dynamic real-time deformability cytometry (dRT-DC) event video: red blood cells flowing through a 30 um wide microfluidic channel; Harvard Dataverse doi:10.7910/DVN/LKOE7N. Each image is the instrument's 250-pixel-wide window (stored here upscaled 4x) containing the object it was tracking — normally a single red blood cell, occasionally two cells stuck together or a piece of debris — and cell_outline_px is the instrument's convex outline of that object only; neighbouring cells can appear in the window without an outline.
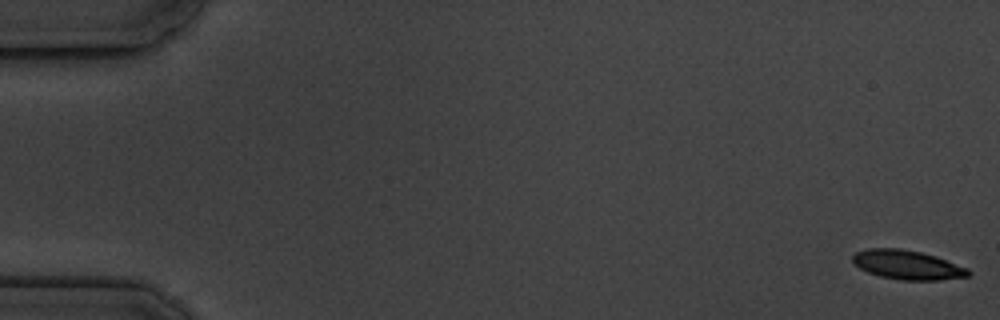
{"species": "common noctule bat (a hibernating species)", "species_latin": "Nyctalus noctula", "temperature_condition": "cold", "stored_images_in_passage": 5, "segment_of_instrument_passage": [1, 2], "camera_frame_rate_fps": 3000, "um_per_image_px": 0.085, "animal": {"sex": "male", "body_mass_g": 19.5, "forearm_length_mm": 54.6}, "frame": {"image": 1, "passage_image": 1, "time_ms": 0.0, "image_size_px": [1000, 320], "cell_outline_px": [[972, 272], [968, 276], [940, 280], [900, 280], [880, 276], [868, 272], [860, 268], [852, 260], [852, 256], [856, 252], [868, 248], [900, 248], [920, 252], [936, 256], [968, 268]], "centroid_in_image_um": [77.14, 22.51], "position_along_channel_um": 7.9, "area_um2": 19.65}}
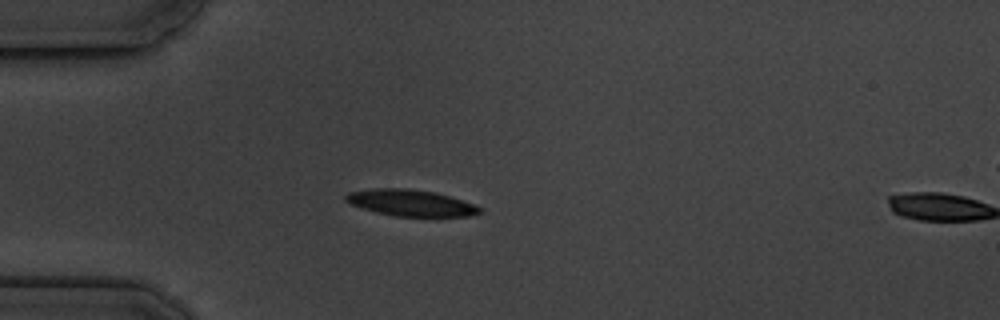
{"frame": {"image": 2, "passage_image": 4, "time_ms": 5.0, "image_size_px": [1000, 320], "cell_outline_px": [[484, 212], [468, 216], [396, 216], [376, 212], [360, 208], [348, 204], [344, 200], [344, 196], [348, 192], [372, 188], [408, 188], [436, 192], [484, 208]], "centroid_in_image_um": [34.86, 17.24], "position_along_channel_um": 50.1, "area_um2": 20.75}}